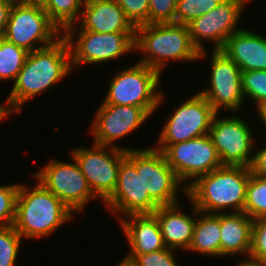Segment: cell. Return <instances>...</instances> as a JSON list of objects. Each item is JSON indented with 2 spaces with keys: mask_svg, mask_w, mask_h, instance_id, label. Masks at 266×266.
I'll return each instance as SVG.
<instances>
[{
  "mask_svg": "<svg viewBox=\"0 0 266 266\" xmlns=\"http://www.w3.org/2000/svg\"><path fill=\"white\" fill-rule=\"evenodd\" d=\"M71 70L70 48L64 36L49 46L29 52L5 106L20 113L29 99L54 86Z\"/></svg>",
  "mask_w": 266,
  "mask_h": 266,
  "instance_id": "1",
  "label": "cell"
},
{
  "mask_svg": "<svg viewBox=\"0 0 266 266\" xmlns=\"http://www.w3.org/2000/svg\"><path fill=\"white\" fill-rule=\"evenodd\" d=\"M250 174L249 167L223 165L191 181L186 195L200 212H243Z\"/></svg>",
  "mask_w": 266,
  "mask_h": 266,
  "instance_id": "2",
  "label": "cell"
},
{
  "mask_svg": "<svg viewBox=\"0 0 266 266\" xmlns=\"http://www.w3.org/2000/svg\"><path fill=\"white\" fill-rule=\"evenodd\" d=\"M30 190L20 184L14 229L22 238L46 237L73 217V212L39 181Z\"/></svg>",
  "mask_w": 266,
  "mask_h": 266,
  "instance_id": "3",
  "label": "cell"
},
{
  "mask_svg": "<svg viewBox=\"0 0 266 266\" xmlns=\"http://www.w3.org/2000/svg\"><path fill=\"white\" fill-rule=\"evenodd\" d=\"M136 49L145 53L138 62L160 74L169 60H199V51L191 42L186 24L157 23L138 26L135 32V51Z\"/></svg>",
  "mask_w": 266,
  "mask_h": 266,
  "instance_id": "4",
  "label": "cell"
},
{
  "mask_svg": "<svg viewBox=\"0 0 266 266\" xmlns=\"http://www.w3.org/2000/svg\"><path fill=\"white\" fill-rule=\"evenodd\" d=\"M161 74L137 62L113 77L104 103L142 107L149 115L159 107L163 93L158 92Z\"/></svg>",
  "mask_w": 266,
  "mask_h": 266,
  "instance_id": "5",
  "label": "cell"
},
{
  "mask_svg": "<svg viewBox=\"0 0 266 266\" xmlns=\"http://www.w3.org/2000/svg\"><path fill=\"white\" fill-rule=\"evenodd\" d=\"M60 32L42 5L14 1L3 38L32 52L53 44ZM35 42L42 45L36 47Z\"/></svg>",
  "mask_w": 266,
  "mask_h": 266,
  "instance_id": "6",
  "label": "cell"
},
{
  "mask_svg": "<svg viewBox=\"0 0 266 266\" xmlns=\"http://www.w3.org/2000/svg\"><path fill=\"white\" fill-rule=\"evenodd\" d=\"M75 30V27L70 26L63 32L70 48L72 69L81 64L107 62L135 50V32L97 33ZM74 33H78L75 45Z\"/></svg>",
  "mask_w": 266,
  "mask_h": 266,
  "instance_id": "7",
  "label": "cell"
},
{
  "mask_svg": "<svg viewBox=\"0 0 266 266\" xmlns=\"http://www.w3.org/2000/svg\"><path fill=\"white\" fill-rule=\"evenodd\" d=\"M93 145L92 149L85 147L73 149L71 154L86 177L93 194L105 202L116 188L120 164L129 148L95 143Z\"/></svg>",
  "mask_w": 266,
  "mask_h": 266,
  "instance_id": "8",
  "label": "cell"
},
{
  "mask_svg": "<svg viewBox=\"0 0 266 266\" xmlns=\"http://www.w3.org/2000/svg\"><path fill=\"white\" fill-rule=\"evenodd\" d=\"M216 113L206 98L196 93L177 107L166 120L155 149L163 152L171 144L209 134Z\"/></svg>",
  "mask_w": 266,
  "mask_h": 266,
  "instance_id": "9",
  "label": "cell"
},
{
  "mask_svg": "<svg viewBox=\"0 0 266 266\" xmlns=\"http://www.w3.org/2000/svg\"><path fill=\"white\" fill-rule=\"evenodd\" d=\"M163 154L182 183L189 179V183L182 188L185 194L192 179L195 181L223 166L209 134L171 144Z\"/></svg>",
  "mask_w": 266,
  "mask_h": 266,
  "instance_id": "10",
  "label": "cell"
},
{
  "mask_svg": "<svg viewBox=\"0 0 266 266\" xmlns=\"http://www.w3.org/2000/svg\"><path fill=\"white\" fill-rule=\"evenodd\" d=\"M126 157L136 170H141L143 189L159 206L178 203L177 191L182 183L162 151L155 148L129 149Z\"/></svg>",
  "mask_w": 266,
  "mask_h": 266,
  "instance_id": "11",
  "label": "cell"
},
{
  "mask_svg": "<svg viewBox=\"0 0 266 266\" xmlns=\"http://www.w3.org/2000/svg\"><path fill=\"white\" fill-rule=\"evenodd\" d=\"M250 0H223L216 8L193 19L187 24L193 46L199 51V58L206 54L203 39L213 42L214 51L221 50L226 40L241 30L237 22Z\"/></svg>",
  "mask_w": 266,
  "mask_h": 266,
  "instance_id": "12",
  "label": "cell"
},
{
  "mask_svg": "<svg viewBox=\"0 0 266 266\" xmlns=\"http://www.w3.org/2000/svg\"><path fill=\"white\" fill-rule=\"evenodd\" d=\"M50 161L46 167L34 174L38 181L72 212L83 211L85 204L96 198L90 189L86 177L82 174L77 161Z\"/></svg>",
  "mask_w": 266,
  "mask_h": 266,
  "instance_id": "13",
  "label": "cell"
},
{
  "mask_svg": "<svg viewBox=\"0 0 266 266\" xmlns=\"http://www.w3.org/2000/svg\"><path fill=\"white\" fill-rule=\"evenodd\" d=\"M217 114L213 117L209 136L221 163L249 167L255 143L249 125L236 116L219 119Z\"/></svg>",
  "mask_w": 266,
  "mask_h": 266,
  "instance_id": "14",
  "label": "cell"
},
{
  "mask_svg": "<svg viewBox=\"0 0 266 266\" xmlns=\"http://www.w3.org/2000/svg\"><path fill=\"white\" fill-rule=\"evenodd\" d=\"M211 56L210 88L201 90L199 93L217 113L222 107L229 111H237L244 100L241 84L242 71L221 50H213Z\"/></svg>",
  "mask_w": 266,
  "mask_h": 266,
  "instance_id": "15",
  "label": "cell"
},
{
  "mask_svg": "<svg viewBox=\"0 0 266 266\" xmlns=\"http://www.w3.org/2000/svg\"><path fill=\"white\" fill-rule=\"evenodd\" d=\"M105 203L122 216L152 214L159 207L143 189L141 170L127 157L121 161L116 188Z\"/></svg>",
  "mask_w": 266,
  "mask_h": 266,
  "instance_id": "16",
  "label": "cell"
},
{
  "mask_svg": "<svg viewBox=\"0 0 266 266\" xmlns=\"http://www.w3.org/2000/svg\"><path fill=\"white\" fill-rule=\"evenodd\" d=\"M149 117L150 115L142 107L103 102L91 126L94 143L119 148L113 141L126 137Z\"/></svg>",
  "mask_w": 266,
  "mask_h": 266,
  "instance_id": "17",
  "label": "cell"
},
{
  "mask_svg": "<svg viewBox=\"0 0 266 266\" xmlns=\"http://www.w3.org/2000/svg\"><path fill=\"white\" fill-rule=\"evenodd\" d=\"M80 20V30L97 33L136 32L116 0H86Z\"/></svg>",
  "mask_w": 266,
  "mask_h": 266,
  "instance_id": "18",
  "label": "cell"
},
{
  "mask_svg": "<svg viewBox=\"0 0 266 266\" xmlns=\"http://www.w3.org/2000/svg\"><path fill=\"white\" fill-rule=\"evenodd\" d=\"M221 51L243 71L266 70V37L241 29L232 34Z\"/></svg>",
  "mask_w": 266,
  "mask_h": 266,
  "instance_id": "19",
  "label": "cell"
},
{
  "mask_svg": "<svg viewBox=\"0 0 266 266\" xmlns=\"http://www.w3.org/2000/svg\"><path fill=\"white\" fill-rule=\"evenodd\" d=\"M120 223L131 247L125 258L132 261L138 254L167 248L159 223L153 214L128 215L126 219L120 218Z\"/></svg>",
  "mask_w": 266,
  "mask_h": 266,
  "instance_id": "20",
  "label": "cell"
},
{
  "mask_svg": "<svg viewBox=\"0 0 266 266\" xmlns=\"http://www.w3.org/2000/svg\"><path fill=\"white\" fill-rule=\"evenodd\" d=\"M179 203L159 206L152 214L156 217L165 246L188 250L193 238L196 220L179 211Z\"/></svg>",
  "mask_w": 266,
  "mask_h": 266,
  "instance_id": "21",
  "label": "cell"
},
{
  "mask_svg": "<svg viewBox=\"0 0 266 266\" xmlns=\"http://www.w3.org/2000/svg\"><path fill=\"white\" fill-rule=\"evenodd\" d=\"M253 221L244 212L220 213V257L250 255Z\"/></svg>",
  "mask_w": 266,
  "mask_h": 266,
  "instance_id": "22",
  "label": "cell"
},
{
  "mask_svg": "<svg viewBox=\"0 0 266 266\" xmlns=\"http://www.w3.org/2000/svg\"><path fill=\"white\" fill-rule=\"evenodd\" d=\"M196 214H202L194 225L193 238L188 251L207 254L213 257H220V213H206L197 210L193 205Z\"/></svg>",
  "mask_w": 266,
  "mask_h": 266,
  "instance_id": "23",
  "label": "cell"
},
{
  "mask_svg": "<svg viewBox=\"0 0 266 266\" xmlns=\"http://www.w3.org/2000/svg\"><path fill=\"white\" fill-rule=\"evenodd\" d=\"M86 0H46L42 5L50 20L64 32L76 24ZM78 19V20H77ZM77 21V22H76Z\"/></svg>",
  "mask_w": 266,
  "mask_h": 266,
  "instance_id": "24",
  "label": "cell"
},
{
  "mask_svg": "<svg viewBox=\"0 0 266 266\" xmlns=\"http://www.w3.org/2000/svg\"><path fill=\"white\" fill-rule=\"evenodd\" d=\"M29 52L0 37V80H15L24 66Z\"/></svg>",
  "mask_w": 266,
  "mask_h": 266,
  "instance_id": "25",
  "label": "cell"
},
{
  "mask_svg": "<svg viewBox=\"0 0 266 266\" xmlns=\"http://www.w3.org/2000/svg\"><path fill=\"white\" fill-rule=\"evenodd\" d=\"M243 212L253 220L266 217V177L250 174Z\"/></svg>",
  "mask_w": 266,
  "mask_h": 266,
  "instance_id": "26",
  "label": "cell"
},
{
  "mask_svg": "<svg viewBox=\"0 0 266 266\" xmlns=\"http://www.w3.org/2000/svg\"><path fill=\"white\" fill-rule=\"evenodd\" d=\"M223 0H177L174 23L188 24L216 8Z\"/></svg>",
  "mask_w": 266,
  "mask_h": 266,
  "instance_id": "27",
  "label": "cell"
},
{
  "mask_svg": "<svg viewBox=\"0 0 266 266\" xmlns=\"http://www.w3.org/2000/svg\"><path fill=\"white\" fill-rule=\"evenodd\" d=\"M241 84L244 96L258 105L266 104V70L243 71Z\"/></svg>",
  "mask_w": 266,
  "mask_h": 266,
  "instance_id": "28",
  "label": "cell"
},
{
  "mask_svg": "<svg viewBox=\"0 0 266 266\" xmlns=\"http://www.w3.org/2000/svg\"><path fill=\"white\" fill-rule=\"evenodd\" d=\"M21 243V235L14 226L0 227V266H14Z\"/></svg>",
  "mask_w": 266,
  "mask_h": 266,
  "instance_id": "29",
  "label": "cell"
},
{
  "mask_svg": "<svg viewBox=\"0 0 266 266\" xmlns=\"http://www.w3.org/2000/svg\"><path fill=\"white\" fill-rule=\"evenodd\" d=\"M241 262L266 266V217L253 221L249 259Z\"/></svg>",
  "mask_w": 266,
  "mask_h": 266,
  "instance_id": "30",
  "label": "cell"
},
{
  "mask_svg": "<svg viewBox=\"0 0 266 266\" xmlns=\"http://www.w3.org/2000/svg\"><path fill=\"white\" fill-rule=\"evenodd\" d=\"M19 186L17 183L0 186V227L14 224Z\"/></svg>",
  "mask_w": 266,
  "mask_h": 266,
  "instance_id": "31",
  "label": "cell"
},
{
  "mask_svg": "<svg viewBox=\"0 0 266 266\" xmlns=\"http://www.w3.org/2000/svg\"><path fill=\"white\" fill-rule=\"evenodd\" d=\"M116 2L135 28L148 24L149 0H116Z\"/></svg>",
  "mask_w": 266,
  "mask_h": 266,
  "instance_id": "32",
  "label": "cell"
},
{
  "mask_svg": "<svg viewBox=\"0 0 266 266\" xmlns=\"http://www.w3.org/2000/svg\"><path fill=\"white\" fill-rule=\"evenodd\" d=\"M177 0H149L148 24L174 23Z\"/></svg>",
  "mask_w": 266,
  "mask_h": 266,
  "instance_id": "33",
  "label": "cell"
},
{
  "mask_svg": "<svg viewBox=\"0 0 266 266\" xmlns=\"http://www.w3.org/2000/svg\"><path fill=\"white\" fill-rule=\"evenodd\" d=\"M174 250L165 248L151 253L138 254L132 262L136 266H178L174 260Z\"/></svg>",
  "mask_w": 266,
  "mask_h": 266,
  "instance_id": "34",
  "label": "cell"
},
{
  "mask_svg": "<svg viewBox=\"0 0 266 266\" xmlns=\"http://www.w3.org/2000/svg\"><path fill=\"white\" fill-rule=\"evenodd\" d=\"M249 169L255 176L266 177V147L253 154Z\"/></svg>",
  "mask_w": 266,
  "mask_h": 266,
  "instance_id": "35",
  "label": "cell"
},
{
  "mask_svg": "<svg viewBox=\"0 0 266 266\" xmlns=\"http://www.w3.org/2000/svg\"><path fill=\"white\" fill-rule=\"evenodd\" d=\"M13 3L14 0H0V37L4 36Z\"/></svg>",
  "mask_w": 266,
  "mask_h": 266,
  "instance_id": "36",
  "label": "cell"
},
{
  "mask_svg": "<svg viewBox=\"0 0 266 266\" xmlns=\"http://www.w3.org/2000/svg\"><path fill=\"white\" fill-rule=\"evenodd\" d=\"M12 112V110L10 109L9 106H1L0 104V122L5 119L8 115H10Z\"/></svg>",
  "mask_w": 266,
  "mask_h": 266,
  "instance_id": "37",
  "label": "cell"
},
{
  "mask_svg": "<svg viewBox=\"0 0 266 266\" xmlns=\"http://www.w3.org/2000/svg\"><path fill=\"white\" fill-rule=\"evenodd\" d=\"M259 116L261 117L262 121L264 122V126H266V104H261L257 106Z\"/></svg>",
  "mask_w": 266,
  "mask_h": 266,
  "instance_id": "38",
  "label": "cell"
},
{
  "mask_svg": "<svg viewBox=\"0 0 266 266\" xmlns=\"http://www.w3.org/2000/svg\"><path fill=\"white\" fill-rule=\"evenodd\" d=\"M23 3L43 5L46 0H19Z\"/></svg>",
  "mask_w": 266,
  "mask_h": 266,
  "instance_id": "39",
  "label": "cell"
},
{
  "mask_svg": "<svg viewBox=\"0 0 266 266\" xmlns=\"http://www.w3.org/2000/svg\"><path fill=\"white\" fill-rule=\"evenodd\" d=\"M117 266H136L131 260L124 258Z\"/></svg>",
  "mask_w": 266,
  "mask_h": 266,
  "instance_id": "40",
  "label": "cell"
},
{
  "mask_svg": "<svg viewBox=\"0 0 266 266\" xmlns=\"http://www.w3.org/2000/svg\"><path fill=\"white\" fill-rule=\"evenodd\" d=\"M238 266H264V265H254L247 262H240Z\"/></svg>",
  "mask_w": 266,
  "mask_h": 266,
  "instance_id": "41",
  "label": "cell"
}]
</instances>
